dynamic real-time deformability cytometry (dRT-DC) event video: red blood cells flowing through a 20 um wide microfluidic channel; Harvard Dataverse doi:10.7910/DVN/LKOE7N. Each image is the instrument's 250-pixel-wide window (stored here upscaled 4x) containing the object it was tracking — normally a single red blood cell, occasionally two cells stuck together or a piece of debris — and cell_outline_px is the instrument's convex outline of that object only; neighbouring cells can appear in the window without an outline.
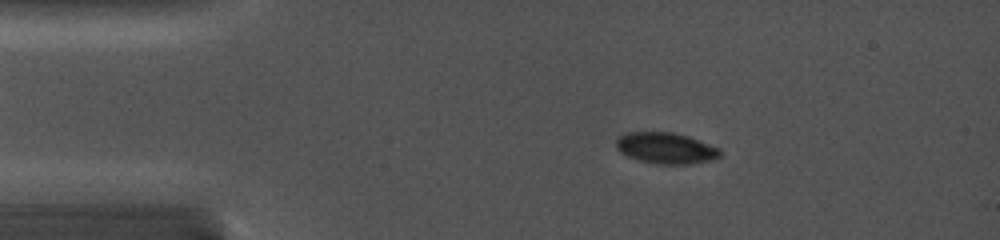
{"species": "common noctule bat (a hibernating species)", "species_latin": "Nyctalus noctula", "temperature_condition": "cold", "stored_images_in_passage": 26, "camera_frame_rate_fps": 5000, "um_per_image_px": 0.085, "animal": {"sex": "female", "body_mass_g": 19.0, "forearm_length_mm": 56.7}, "frame": {"image": 1, "passage_image": 3, "time_ms": 1.4, "image_size_px": [1000, 240], "cell_outline_px": [[724, 152], [716, 160], [692, 164], [660, 164], [640, 160], [628, 156], [620, 152], [616, 148], [616, 140], [620, 136], [628, 132], [672, 132], [688, 136], [720, 148]], "centroid_in_image_um": [56.66, 12.6], "position_along_channel_um": 28.3, "area_um2": 19.02}}
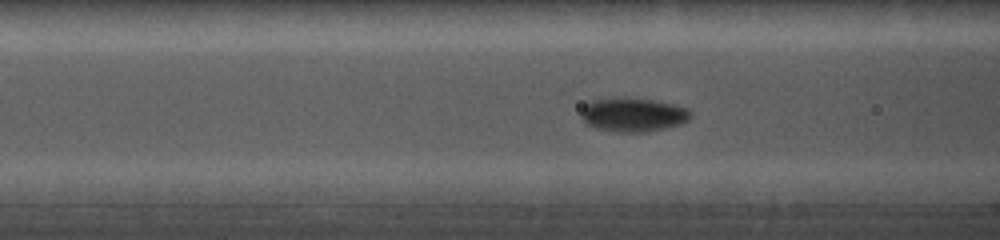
{"frame": {"image": 2, "passage_image": 11, "time_ms": 4.8, "image_size_px": [1000, 240], "cell_outline_px": [[692, 116], [688, 120], [680, 124], [648, 132], [612, 132], [596, 128], [588, 124], [580, 116], [584, 104], [592, 100], [616, 96], [624, 96], [652, 100], [672, 104], [688, 108], [692, 112]], "centroid_in_image_um": [53.79, 9.73], "position_along_channel_um": 112.8, "area_um2": 22.02}}
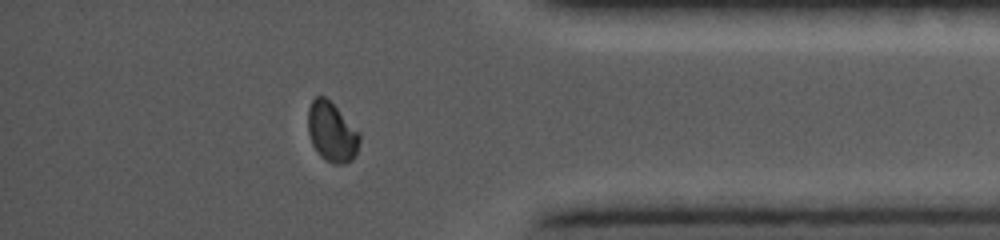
{"frame": {"image": 3, "passage_image": 23, "time_ms": 12.4, "image_size_px": [1000, 240], "cell_outline_px": [[360, 140], [356, 156], [352, 160], [344, 164], [332, 164], [324, 160], [320, 156], [312, 144], [308, 132], [308, 108], [312, 100], [316, 96], [324, 96], [360, 132]], "centroid_in_image_um": [28.21, 11.26], "position_along_channel_um": 407.0, "area_um2": 17.98}}